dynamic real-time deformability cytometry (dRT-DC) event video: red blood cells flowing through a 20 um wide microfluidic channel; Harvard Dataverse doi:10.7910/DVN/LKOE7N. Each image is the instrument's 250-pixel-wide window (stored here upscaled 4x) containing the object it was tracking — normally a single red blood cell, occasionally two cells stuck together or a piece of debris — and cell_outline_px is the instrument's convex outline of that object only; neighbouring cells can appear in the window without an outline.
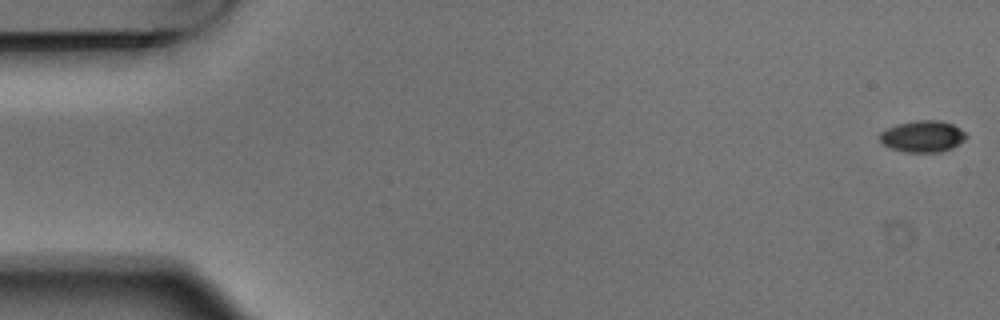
{"species": "Egyptian fruit bat (a non-hibernating species)", "species_latin": "Rousettus aegyptiacus", "temperature_condition": "warm", "stored_images_in_passage": 4, "camera_frame_rate_fps": 3000, "um_per_image_px": 0.085, "animal": {"sex": "male"}, "frame": {"image": 1, "passage_image": 1, "time_ms": 0.0, "image_size_px": [1000, 320], "cell_outline_px": [[968, 136], [964, 140], [952, 148], [940, 152], [904, 152], [892, 148], [884, 144], [880, 140], [880, 132], [896, 124], [916, 120], [940, 120], [952, 124], [960, 128]], "centroid_in_image_um": [78.44, 11.58], "position_along_channel_um": 6.6, "area_um2": 15.84}}